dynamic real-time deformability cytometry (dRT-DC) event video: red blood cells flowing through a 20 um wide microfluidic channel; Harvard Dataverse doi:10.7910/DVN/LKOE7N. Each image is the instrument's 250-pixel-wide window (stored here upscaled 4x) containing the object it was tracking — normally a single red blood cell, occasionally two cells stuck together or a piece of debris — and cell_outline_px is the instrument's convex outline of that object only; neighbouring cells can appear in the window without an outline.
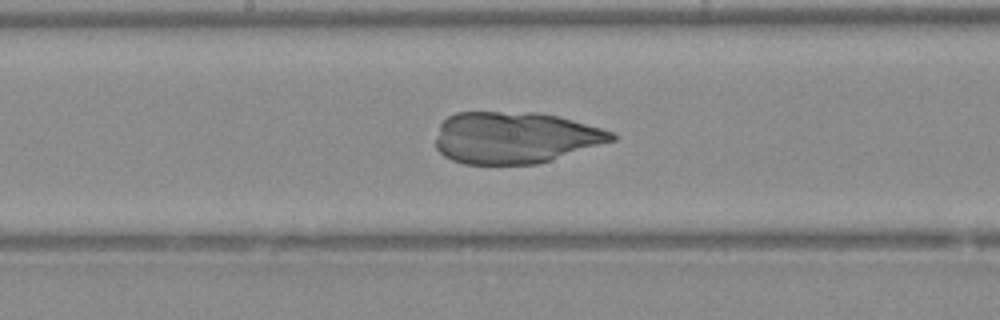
{"species": "Egyptian fruit bat (a non-hibernating species)", "species_latin": "Rousettus aegyptiacus", "temperature_condition": "warm", "stored_images_in_passage": 48, "camera_frame_rate_fps": 3000, "um_per_image_px": 0.085, "animal": {"sex": "female"}, "frame": {"image": 1, "passage_image": 26, "time_ms": 8.333, "image_size_px": [1000, 320], "cell_outline_px": [[616, 140], [536, 164], [464, 164], [452, 160], [444, 156], [436, 148], [436, 140], [440, 124], [448, 116], [456, 112], [536, 112], [560, 116], [600, 128], [612, 132], [616, 136]], "centroid_in_image_um": [43.75, 11.69], "position_along_channel_um": 204.5, "area_um2": 52.89}}
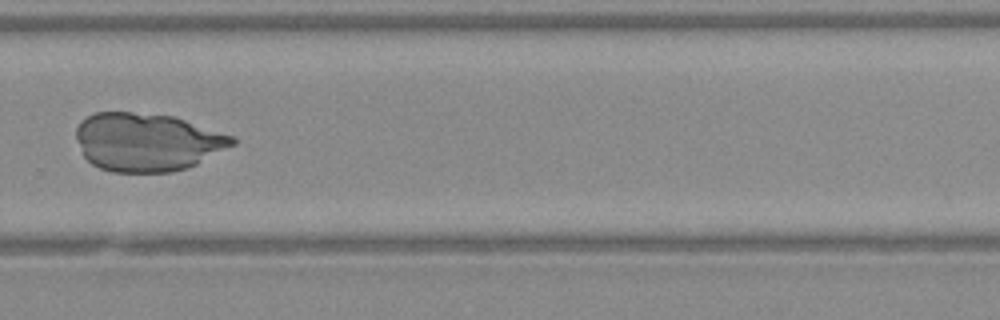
{"frame": {"image": 2, "passage_image": 34, "time_ms": 11.0, "image_size_px": [1000, 320], "cell_outline_px": [[236, 144], [188, 168], [172, 172], [112, 172], [100, 168], [92, 164], [84, 156], [76, 140], [76, 128], [80, 120], [96, 112], [132, 112], [172, 116], [232, 136], [236, 140]], "centroid_in_image_um": [12.47, 12.08], "position_along_channel_um": 317.3, "area_um2": 52.77}}